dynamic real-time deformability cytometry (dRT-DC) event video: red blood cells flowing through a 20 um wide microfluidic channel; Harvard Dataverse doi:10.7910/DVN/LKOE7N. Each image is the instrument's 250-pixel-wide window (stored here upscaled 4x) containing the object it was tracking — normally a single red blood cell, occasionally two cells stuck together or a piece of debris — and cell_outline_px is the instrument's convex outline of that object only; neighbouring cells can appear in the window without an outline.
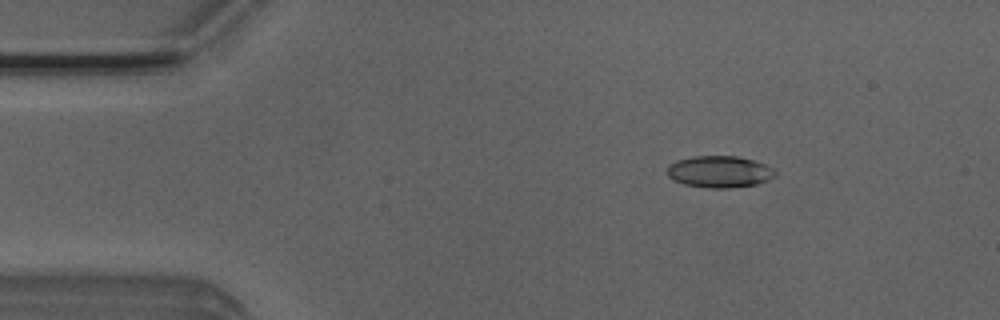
{"species": "Egyptian fruit bat (a non-hibernating species)", "species_latin": "Rousettus aegyptiacus", "temperature_condition": "room temperature", "stored_images_in_passage": 7, "camera_frame_rate_fps": 3000, "um_per_image_px": 0.085, "animal": {"sex": "male"}, "frame": {"image": 1, "passage_image": 2, "time_ms": 0.333, "image_size_px": [1000, 320], "cell_outline_px": [[776, 176], [768, 180], [756, 184], [728, 188], [708, 188], [684, 184], [672, 180], [668, 176], [668, 164], [676, 160], [692, 156], [736, 156], [752, 160], [764, 164], [772, 168], [776, 172]], "centroid_in_image_um": [61.13, 14.59], "position_along_channel_um": 23.9, "area_um2": 20.0}}
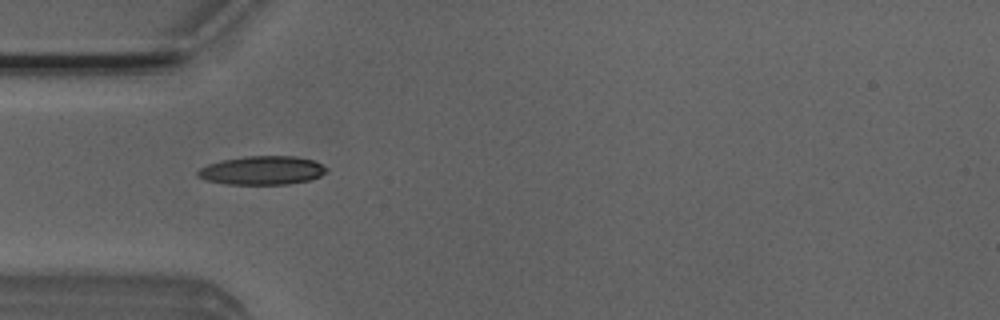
{"frame": {"image": 2, "passage_image": 4, "time_ms": 1.0, "image_size_px": [1000, 320], "cell_outline_px": [[328, 172], [312, 180], [288, 184], [224, 184], [204, 180], [196, 176], [196, 172], [200, 168], [208, 164], [224, 160], [248, 156], [296, 156], [312, 160], [328, 168]], "centroid_in_image_um": [22.29, 14.49], "position_along_channel_um": 62.7, "area_um2": 21.62}}